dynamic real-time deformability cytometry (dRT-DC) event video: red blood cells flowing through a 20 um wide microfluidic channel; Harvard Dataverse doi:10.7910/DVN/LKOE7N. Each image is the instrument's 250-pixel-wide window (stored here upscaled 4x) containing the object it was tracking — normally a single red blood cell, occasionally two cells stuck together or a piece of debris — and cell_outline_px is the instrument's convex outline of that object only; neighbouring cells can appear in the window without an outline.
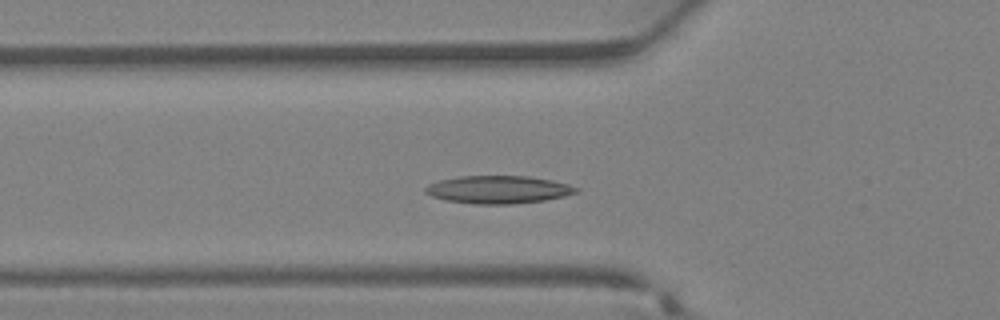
{"species": "Egyptian fruit bat (a non-hibernating species)", "species_latin": "Rousettus aegyptiacus", "temperature_condition": "warm", "stored_images_in_passage": 35, "camera_frame_rate_fps": 3000, "um_per_image_px": 0.085, "animal": {"sex": "female"}, "frame": {"image": 1, "passage_image": 10, "time_ms": 3.0, "image_size_px": [1000, 320], "cell_outline_px": [[580, 188], [576, 192], [564, 196], [544, 200], [512, 204], [472, 204], [444, 200], [432, 196], [424, 192], [424, 188], [428, 184], [440, 180], [460, 176], [528, 176], [552, 180], [568, 184]], "centroid_in_image_um": [42.33, 16.11], "position_along_channel_um": 83.5, "area_um2": 24.45}}
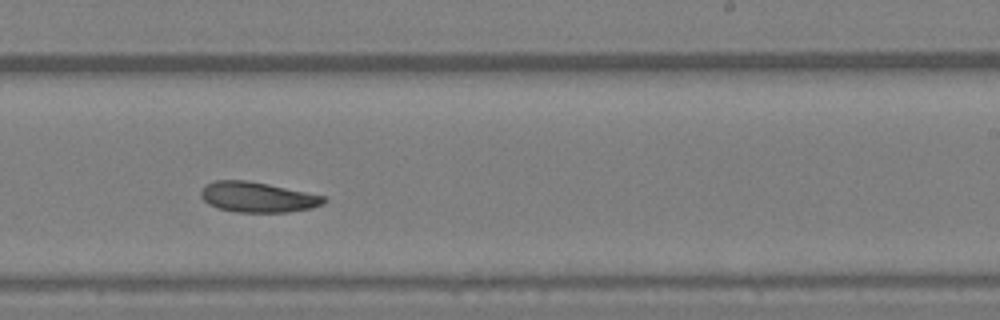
{"frame": {"image": 2, "passage_image": 20, "time_ms": 6.333, "image_size_px": [1000, 320], "cell_outline_px": [[328, 200], [324, 204], [312, 208], [288, 212], [236, 212], [216, 208], [208, 204], [200, 196], [200, 192], [204, 184], [216, 180], [244, 180], [268, 184], [324, 196]], "centroid_in_image_um": [21.87, 16.76], "position_along_channel_um": 267.1, "area_um2": 21.79}}
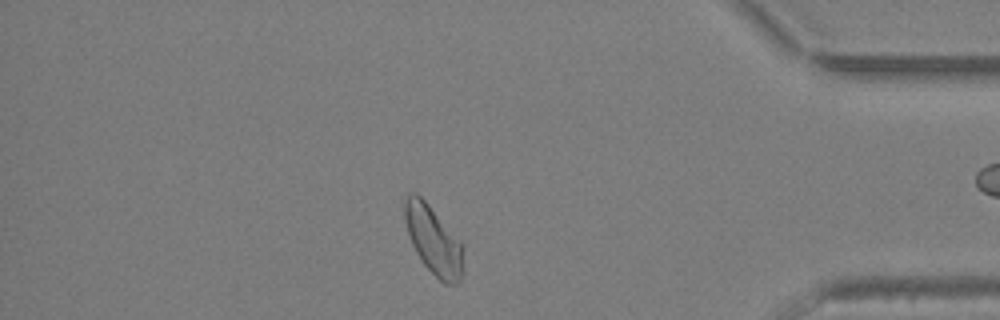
{"frame": {"image": 3, "passage_image": 29, "time_ms": 9.333, "image_size_px": [1000, 320], "cell_outline_px": [[464, 272], [460, 280], [456, 284], [444, 284], [424, 264], [416, 252], [412, 244], [404, 220], [404, 200], [408, 192], [416, 192], [428, 204], [460, 244]], "centroid_in_image_um": [36.79, 20.42], "position_along_channel_um": 398.4, "area_um2": 22.66}}